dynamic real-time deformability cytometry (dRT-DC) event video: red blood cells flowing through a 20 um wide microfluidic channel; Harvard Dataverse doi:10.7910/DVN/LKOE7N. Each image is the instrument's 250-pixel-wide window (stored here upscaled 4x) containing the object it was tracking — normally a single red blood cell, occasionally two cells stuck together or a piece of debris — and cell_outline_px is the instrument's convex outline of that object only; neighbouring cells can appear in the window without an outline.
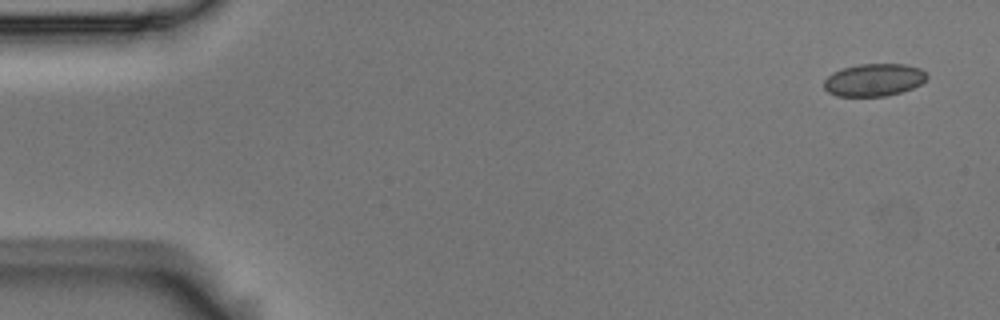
{"species": "Egyptian fruit bat (a non-hibernating species)", "species_latin": "Rousettus aegyptiacus", "temperature_condition": "room temperature", "stored_images_in_passage": 5, "camera_frame_rate_fps": 3000, "um_per_image_px": 0.085, "animal": {"sex": "male"}, "frame": {"image": 1, "passage_image": 1, "time_ms": 0.0, "image_size_px": [1000, 320], "cell_outline_px": [[928, 76], [920, 84], [912, 88], [888, 96], [836, 96], [828, 92], [824, 88], [824, 80], [832, 72], [840, 68], [856, 64], [904, 64], [920, 68]], "centroid_in_image_um": [74.24, 6.79], "position_along_channel_um": 10.8, "area_um2": 19.59}}
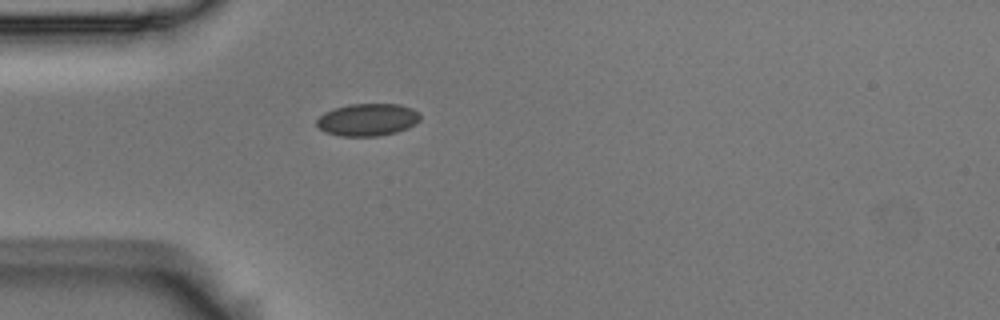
{"frame": {"image": 2, "passage_image": 5, "time_ms": 1.333, "image_size_px": [1000, 320], "cell_outline_px": [[420, 120], [408, 128], [396, 132], [380, 136], [340, 136], [328, 132], [320, 128], [316, 124], [316, 120], [324, 112], [348, 104], [400, 104], [412, 108], [420, 112]], "centroid_in_image_um": [31.28, 10.17], "position_along_channel_um": 53.7, "area_um2": 19.54}}